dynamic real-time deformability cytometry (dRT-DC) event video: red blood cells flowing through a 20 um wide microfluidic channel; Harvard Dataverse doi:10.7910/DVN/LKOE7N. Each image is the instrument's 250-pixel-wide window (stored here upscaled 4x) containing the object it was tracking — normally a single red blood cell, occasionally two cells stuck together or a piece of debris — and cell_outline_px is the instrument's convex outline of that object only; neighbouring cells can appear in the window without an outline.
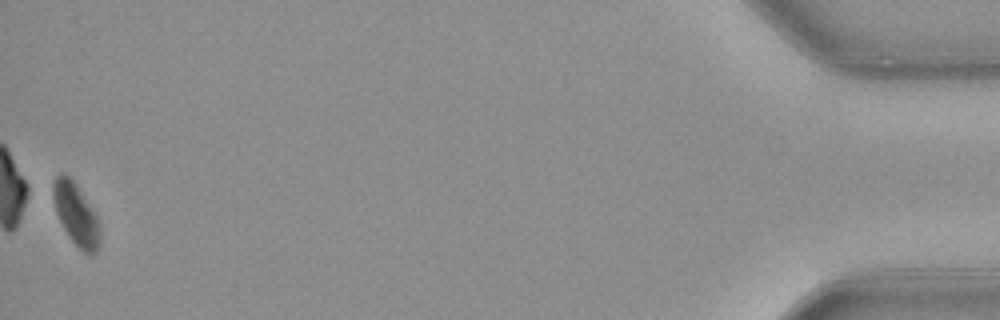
{"species": "common noctule bat (a hibernating species)", "species_latin": "Nyctalus noctula", "temperature_condition": "warm", "stored_images_in_passage": 51, "camera_frame_rate_fps": 3000, "um_per_image_px": 0.085, "animal": {"sex": "female", "body_mass_g": 21.9}, "frame": {"image": 1, "passage_image": 51, "time_ms": 16.667, "image_size_px": [1000, 320], "cell_outline_px": [[100, 244], [96, 252], [92, 256], [88, 256], [68, 236], [56, 212], [52, 196], [52, 184], [56, 176], [60, 172], [64, 172], [76, 184], [96, 216], [100, 232]], "centroid_in_image_um": [6.44, 18.22], "position_along_channel_um": 428.8, "area_um2": 16.76}, "authors_computed_cell_mechanics": {"area_um2": 21.0392, "velocity_mm_per_s": 3.9777, "shape_relaxation_time_tau1_ms": 2.1714, "shape_relaxation_time_tau2_ms": null, "deformation_change_tau1": 0.1302, "deformation_change_tau2": null}}